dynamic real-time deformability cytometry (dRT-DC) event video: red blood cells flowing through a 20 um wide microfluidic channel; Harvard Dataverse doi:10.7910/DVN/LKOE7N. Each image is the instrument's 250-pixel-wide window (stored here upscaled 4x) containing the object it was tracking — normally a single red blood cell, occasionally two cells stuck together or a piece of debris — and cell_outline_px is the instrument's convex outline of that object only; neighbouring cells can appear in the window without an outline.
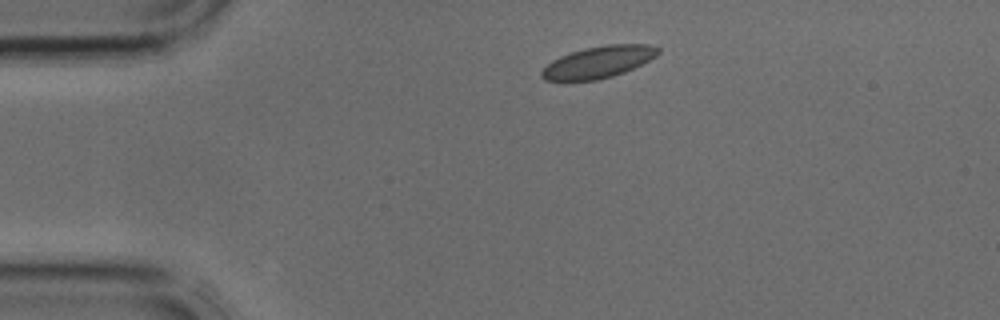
{"species": "common noctule bat (a hibernating species)", "species_latin": "Nyctalus noctula", "temperature_condition": "cold", "stored_images_in_passage": 2, "camera_frame_rate_fps": 3000, "um_per_image_px": 0.085, "animal": {"sex": "male", "body_mass_g": 17.9, "forearm_length_mm": 54.2}, "frame": {"image": 1, "passage_image": 1, "time_ms": 0.0, "image_size_px": [1000, 320], "cell_outline_px": [[660, 52], [656, 56], [624, 72], [612, 76], [596, 80], [564, 84], [544, 80], [540, 76], [540, 72], [552, 60], [560, 56], [584, 48], [608, 44], [648, 44], [660, 48]], "centroid_in_image_um": [50.77, 5.32], "position_along_channel_um": 34.2, "area_um2": 22.08}}